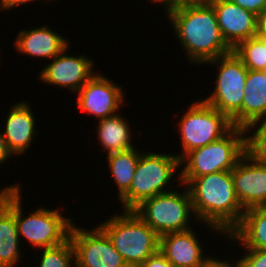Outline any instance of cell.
<instances>
[{
  "label": "cell",
  "instance_id": "6da1fadb",
  "mask_svg": "<svg viewBox=\"0 0 266 267\" xmlns=\"http://www.w3.org/2000/svg\"><path fill=\"white\" fill-rule=\"evenodd\" d=\"M186 59L201 65L232 49L221 34L213 6L207 0L184 1L164 7Z\"/></svg>",
  "mask_w": 266,
  "mask_h": 267
},
{
  "label": "cell",
  "instance_id": "7a4b0ae2",
  "mask_svg": "<svg viewBox=\"0 0 266 267\" xmlns=\"http://www.w3.org/2000/svg\"><path fill=\"white\" fill-rule=\"evenodd\" d=\"M180 182L190 191L196 221L209 231L228 235L240 224L245 210L237 199L231 171L180 178Z\"/></svg>",
  "mask_w": 266,
  "mask_h": 267
},
{
  "label": "cell",
  "instance_id": "3957f363",
  "mask_svg": "<svg viewBox=\"0 0 266 267\" xmlns=\"http://www.w3.org/2000/svg\"><path fill=\"white\" fill-rule=\"evenodd\" d=\"M97 225L110 238L128 267H140L159 250L160 236L133 210L117 211Z\"/></svg>",
  "mask_w": 266,
  "mask_h": 267
},
{
  "label": "cell",
  "instance_id": "277c9868",
  "mask_svg": "<svg viewBox=\"0 0 266 267\" xmlns=\"http://www.w3.org/2000/svg\"><path fill=\"white\" fill-rule=\"evenodd\" d=\"M178 170L180 171V159L176 153L165 154L151 151L146 153V151H142L131 187L119 199L121 208H123L122 212L133 210L141 202L157 194L174 190L170 184L173 178L180 182ZM176 172H178L177 176Z\"/></svg>",
  "mask_w": 266,
  "mask_h": 267
},
{
  "label": "cell",
  "instance_id": "5b68a950",
  "mask_svg": "<svg viewBox=\"0 0 266 267\" xmlns=\"http://www.w3.org/2000/svg\"><path fill=\"white\" fill-rule=\"evenodd\" d=\"M245 154L244 128L234 126L222 138L188 152L180 160V178L232 171Z\"/></svg>",
  "mask_w": 266,
  "mask_h": 267
},
{
  "label": "cell",
  "instance_id": "8992f818",
  "mask_svg": "<svg viewBox=\"0 0 266 267\" xmlns=\"http://www.w3.org/2000/svg\"><path fill=\"white\" fill-rule=\"evenodd\" d=\"M179 184L183 192L174 187L175 190L148 198L133 209L159 236L189 230L192 217L196 220L190 191L186 185Z\"/></svg>",
  "mask_w": 266,
  "mask_h": 267
},
{
  "label": "cell",
  "instance_id": "52a82bcc",
  "mask_svg": "<svg viewBox=\"0 0 266 267\" xmlns=\"http://www.w3.org/2000/svg\"><path fill=\"white\" fill-rule=\"evenodd\" d=\"M215 65L218 70L215 76L214 90L203 100L226 114L233 126L242 128V101L245 96V81L248 68L232 51L205 63Z\"/></svg>",
  "mask_w": 266,
  "mask_h": 267
},
{
  "label": "cell",
  "instance_id": "ba28073f",
  "mask_svg": "<svg viewBox=\"0 0 266 267\" xmlns=\"http://www.w3.org/2000/svg\"><path fill=\"white\" fill-rule=\"evenodd\" d=\"M21 190L15 188V221L20 240L25 238L32 247H36V250L54 247L67 241L74 219L63 216L60 208L39 207L28 216H24Z\"/></svg>",
  "mask_w": 266,
  "mask_h": 267
},
{
  "label": "cell",
  "instance_id": "9c48e42d",
  "mask_svg": "<svg viewBox=\"0 0 266 267\" xmlns=\"http://www.w3.org/2000/svg\"><path fill=\"white\" fill-rule=\"evenodd\" d=\"M177 125L181 143V160L188 152L206 146L225 136L234 126L231 119L202 98L193 102L179 118Z\"/></svg>",
  "mask_w": 266,
  "mask_h": 267
},
{
  "label": "cell",
  "instance_id": "30bf717a",
  "mask_svg": "<svg viewBox=\"0 0 266 267\" xmlns=\"http://www.w3.org/2000/svg\"><path fill=\"white\" fill-rule=\"evenodd\" d=\"M73 223L70 240L75 253V267H128L110 238L98 226L83 228Z\"/></svg>",
  "mask_w": 266,
  "mask_h": 267
},
{
  "label": "cell",
  "instance_id": "8fae6325",
  "mask_svg": "<svg viewBox=\"0 0 266 267\" xmlns=\"http://www.w3.org/2000/svg\"><path fill=\"white\" fill-rule=\"evenodd\" d=\"M122 88L104 74L96 72L75 94L76 108L82 113L95 116L96 121L114 116L125 102L126 92Z\"/></svg>",
  "mask_w": 266,
  "mask_h": 267
},
{
  "label": "cell",
  "instance_id": "7c38bea8",
  "mask_svg": "<svg viewBox=\"0 0 266 267\" xmlns=\"http://www.w3.org/2000/svg\"><path fill=\"white\" fill-rule=\"evenodd\" d=\"M70 46L66 47L60 54L48 62L39 77L42 82L48 85H58V88H66L72 93H77L80 88L95 74V64L92 58L87 55L67 54Z\"/></svg>",
  "mask_w": 266,
  "mask_h": 267
},
{
  "label": "cell",
  "instance_id": "4fadbf2b",
  "mask_svg": "<svg viewBox=\"0 0 266 267\" xmlns=\"http://www.w3.org/2000/svg\"><path fill=\"white\" fill-rule=\"evenodd\" d=\"M214 8L223 39L233 50L240 42L257 36L258 16L230 0H207Z\"/></svg>",
  "mask_w": 266,
  "mask_h": 267
},
{
  "label": "cell",
  "instance_id": "5bb4252c",
  "mask_svg": "<svg viewBox=\"0 0 266 267\" xmlns=\"http://www.w3.org/2000/svg\"><path fill=\"white\" fill-rule=\"evenodd\" d=\"M238 201L244 210L266 206V165L245 154L231 171Z\"/></svg>",
  "mask_w": 266,
  "mask_h": 267
},
{
  "label": "cell",
  "instance_id": "9a60e30c",
  "mask_svg": "<svg viewBox=\"0 0 266 267\" xmlns=\"http://www.w3.org/2000/svg\"><path fill=\"white\" fill-rule=\"evenodd\" d=\"M12 184L0 190V267H14L20 263L21 244L15 221V188Z\"/></svg>",
  "mask_w": 266,
  "mask_h": 267
},
{
  "label": "cell",
  "instance_id": "2e32d148",
  "mask_svg": "<svg viewBox=\"0 0 266 267\" xmlns=\"http://www.w3.org/2000/svg\"><path fill=\"white\" fill-rule=\"evenodd\" d=\"M193 228L160 236L159 250L174 267H206L215 257L203 253L204 248Z\"/></svg>",
  "mask_w": 266,
  "mask_h": 267
},
{
  "label": "cell",
  "instance_id": "e0dca14e",
  "mask_svg": "<svg viewBox=\"0 0 266 267\" xmlns=\"http://www.w3.org/2000/svg\"><path fill=\"white\" fill-rule=\"evenodd\" d=\"M33 106L28 101H17L10 106L4 129L1 131L10 153L16 157L27 153L38 130Z\"/></svg>",
  "mask_w": 266,
  "mask_h": 267
},
{
  "label": "cell",
  "instance_id": "ac0fdd59",
  "mask_svg": "<svg viewBox=\"0 0 266 267\" xmlns=\"http://www.w3.org/2000/svg\"><path fill=\"white\" fill-rule=\"evenodd\" d=\"M49 26L44 24L40 27H32L33 29L30 30L24 28L18 32L13 41L15 51L28 57L52 60L68 47L70 42Z\"/></svg>",
  "mask_w": 266,
  "mask_h": 267
},
{
  "label": "cell",
  "instance_id": "d6986e66",
  "mask_svg": "<svg viewBox=\"0 0 266 267\" xmlns=\"http://www.w3.org/2000/svg\"><path fill=\"white\" fill-rule=\"evenodd\" d=\"M266 121V70L248 69L242 101V128Z\"/></svg>",
  "mask_w": 266,
  "mask_h": 267
},
{
  "label": "cell",
  "instance_id": "ffe728a7",
  "mask_svg": "<svg viewBox=\"0 0 266 267\" xmlns=\"http://www.w3.org/2000/svg\"><path fill=\"white\" fill-rule=\"evenodd\" d=\"M225 237L243 248L266 250V206L245 210L240 224Z\"/></svg>",
  "mask_w": 266,
  "mask_h": 267
},
{
  "label": "cell",
  "instance_id": "44dd1931",
  "mask_svg": "<svg viewBox=\"0 0 266 267\" xmlns=\"http://www.w3.org/2000/svg\"><path fill=\"white\" fill-rule=\"evenodd\" d=\"M96 124L97 139L100 142L98 145H102L103 149L100 150L106 151V155L135 147V144L133 145L134 141L130 124L120 113L108 118L99 119Z\"/></svg>",
  "mask_w": 266,
  "mask_h": 267
},
{
  "label": "cell",
  "instance_id": "7402d4cb",
  "mask_svg": "<svg viewBox=\"0 0 266 267\" xmlns=\"http://www.w3.org/2000/svg\"><path fill=\"white\" fill-rule=\"evenodd\" d=\"M141 153L134 147L105 156L111 177H113L115 186L118 188V199L130 189Z\"/></svg>",
  "mask_w": 266,
  "mask_h": 267
},
{
  "label": "cell",
  "instance_id": "603a6c76",
  "mask_svg": "<svg viewBox=\"0 0 266 267\" xmlns=\"http://www.w3.org/2000/svg\"><path fill=\"white\" fill-rule=\"evenodd\" d=\"M252 71L266 70V41L258 36L240 42L233 50Z\"/></svg>",
  "mask_w": 266,
  "mask_h": 267
},
{
  "label": "cell",
  "instance_id": "cb8c5ba5",
  "mask_svg": "<svg viewBox=\"0 0 266 267\" xmlns=\"http://www.w3.org/2000/svg\"><path fill=\"white\" fill-rule=\"evenodd\" d=\"M244 131L246 154L251 159L266 165V121L251 123L244 128Z\"/></svg>",
  "mask_w": 266,
  "mask_h": 267
},
{
  "label": "cell",
  "instance_id": "d4e9b609",
  "mask_svg": "<svg viewBox=\"0 0 266 267\" xmlns=\"http://www.w3.org/2000/svg\"><path fill=\"white\" fill-rule=\"evenodd\" d=\"M38 267H75V253L70 238L64 243L42 248Z\"/></svg>",
  "mask_w": 266,
  "mask_h": 267
},
{
  "label": "cell",
  "instance_id": "484cf974",
  "mask_svg": "<svg viewBox=\"0 0 266 267\" xmlns=\"http://www.w3.org/2000/svg\"><path fill=\"white\" fill-rule=\"evenodd\" d=\"M246 251L244 255L236 258L235 262L239 267H266V250L242 248Z\"/></svg>",
  "mask_w": 266,
  "mask_h": 267
},
{
  "label": "cell",
  "instance_id": "4316f807",
  "mask_svg": "<svg viewBox=\"0 0 266 267\" xmlns=\"http://www.w3.org/2000/svg\"><path fill=\"white\" fill-rule=\"evenodd\" d=\"M243 9L253 12L259 16L266 9V0H230Z\"/></svg>",
  "mask_w": 266,
  "mask_h": 267
},
{
  "label": "cell",
  "instance_id": "83f0119b",
  "mask_svg": "<svg viewBox=\"0 0 266 267\" xmlns=\"http://www.w3.org/2000/svg\"><path fill=\"white\" fill-rule=\"evenodd\" d=\"M140 267H174V265L166 259L165 255L160 250H158Z\"/></svg>",
  "mask_w": 266,
  "mask_h": 267
},
{
  "label": "cell",
  "instance_id": "f1b7e54d",
  "mask_svg": "<svg viewBox=\"0 0 266 267\" xmlns=\"http://www.w3.org/2000/svg\"><path fill=\"white\" fill-rule=\"evenodd\" d=\"M32 1H40V0H0V10L6 11L9 9H15L17 6H23V4L32 3ZM42 1V0H41ZM46 0H44L45 2ZM48 2L51 0H47Z\"/></svg>",
  "mask_w": 266,
  "mask_h": 267
},
{
  "label": "cell",
  "instance_id": "f546056e",
  "mask_svg": "<svg viewBox=\"0 0 266 267\" xmlns=\"http://www.w3.org/2000/svg\"><path fill=\"white\" fill-rule=\"evenodd\" d=\"M13 155L10 153V151L7 148L5 139L2 135V132L0 130V167L2 164H5L4 162L10 158H12Z\"/></svg>",
  "mask_w": 266,
  "mask_h": 267
},
{
  "label": "cell",
  "instance_id": "4dcf8cb0",
  "mask_svg": "<svg viewBox=\"0 0 266 267\" xmlns=\"http://www.w3.org/2000/svg\"><path fill=\"white\" fill-rule=\"evenodd\" d=\"M257 36L266 40V9L258 16Z\"/></svg>",
  "mask_w": 266,
  "mask_h": 267
},
{
  "label": "cell",
  "instance_id": "1f68e13d",
  "mask_svg": "<svg viewBox=\"0 0 266 267\" xmlns=\"http://www.w3.org/2000/svg\"><path fill=\"white\" fill-rule=\"evenodd\" d=\"M233 261V263H231V262ZM206 267H239L238 265H237V263L236 262H234V260H233V258H232V260H230V257H229V261H228V259H227V261H226V259L225 260H223V259H218V257L217 258H214Z\"/></svg>",
  "mask_w": 266,
  "mask_h": 267
},
{
  "label": "cell",
  "instance_id": "d6a6232c",
  "mask_svg": "<svg viewBox=\"0 0 266 267\" xmlns=\"http://www.w3.org/2000/svg\"><path fill=\"white\" fill-rule=\"evenodd\" d=\"M147 2L150 1V3H158V4H161L163 5V9H164V6L167 7L171 4H174V3H178V2H184V1H199V0H146Z\"/></svg>",
  "mask_w": 266,
  "mask_h": 267
}]
</instances>
